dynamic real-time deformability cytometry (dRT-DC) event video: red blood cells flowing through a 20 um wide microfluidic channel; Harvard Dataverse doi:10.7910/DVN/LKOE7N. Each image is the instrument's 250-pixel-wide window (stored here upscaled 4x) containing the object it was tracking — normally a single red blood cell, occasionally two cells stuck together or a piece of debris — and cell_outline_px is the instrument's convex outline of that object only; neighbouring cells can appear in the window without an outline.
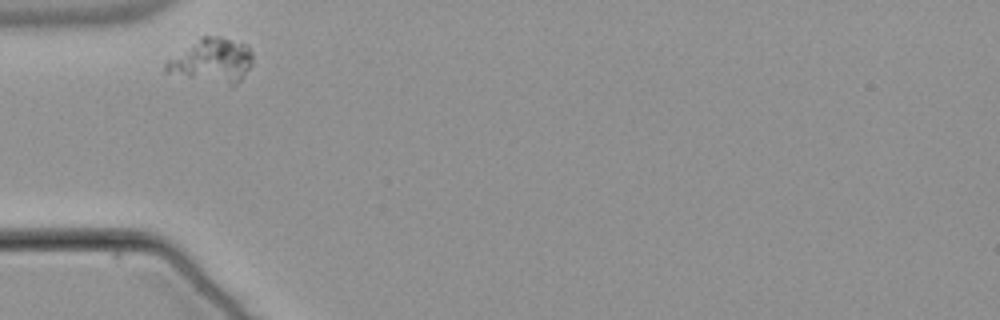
{"species": "common noctule bat (a hibernating species)", "species_latin": "Nyctalus noctula", "temperature_condition": "warm", "stored_images_in_passage": 34, "camera_frame_rate_fps": 3000, "um_per_image_px": 0.085, "animal": {"sex": "male", "body_mass_g": 21.5, "forearm_length_mm": 52.0}, "frame": {"image": 1, "passage_image": 1, "time_ms": 0.0, "image_size_px": [1000, 320], "cell_outline_px": [[252, 64], [244, 76], [232, 88], [164, 72], [164, 64], [168, 60], [200, 36], [220, 36], [244, 44], [252, 52]], "centroid_in_image_um": [18.02, 5.19], "position_along_channel_um": 67.0, "area_um2": 22.66}}
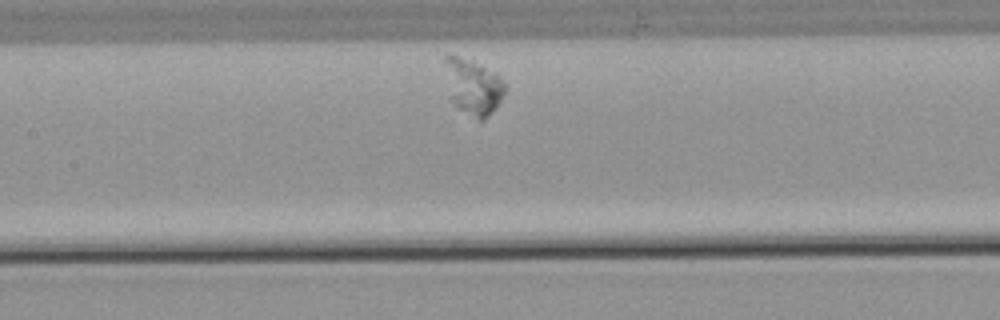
{"frame": {"image": 2, "passage_image": 10, "time_ms": 3.0, "image_size_px": [1000, 320], "cell_outline_px": [[504, 92], [496, 108], [484, 120], [480, 120], [456, 108], [448, 100], [444, 60], [444, 56], [456, 56], [496, 72], [500, 76], [504, 84]], "centroid_in_image_um": [40.17, 7.41], "position_along_channel_um": 167.2, "area_um2": 19.42}}
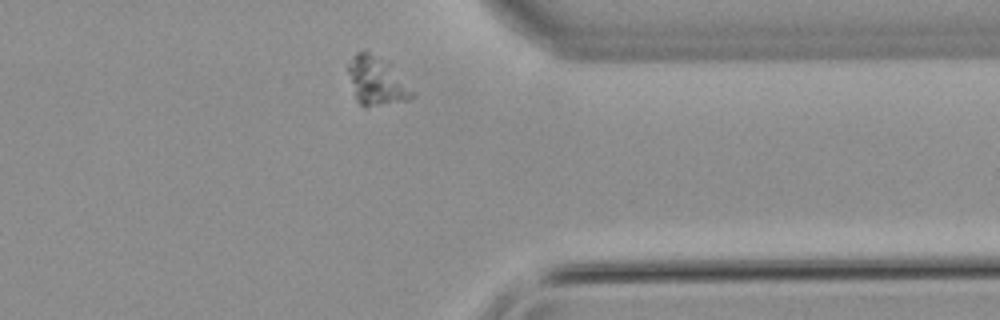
{"frame": {"image": 3, "passage_image": 29, "time_ms": 9.333, "image_size_px": [1000, 320], "cell_outline_px": [[416, 92], [408, 100], [364, 108], [356, 100], [344, 68], [352, 56], [356, 52], [364, 48], [392, 64]], "centroid_in_image_um": [31.97, 6.84], "position_along_channel_um": 379.4, "area_um2": 19.02}}